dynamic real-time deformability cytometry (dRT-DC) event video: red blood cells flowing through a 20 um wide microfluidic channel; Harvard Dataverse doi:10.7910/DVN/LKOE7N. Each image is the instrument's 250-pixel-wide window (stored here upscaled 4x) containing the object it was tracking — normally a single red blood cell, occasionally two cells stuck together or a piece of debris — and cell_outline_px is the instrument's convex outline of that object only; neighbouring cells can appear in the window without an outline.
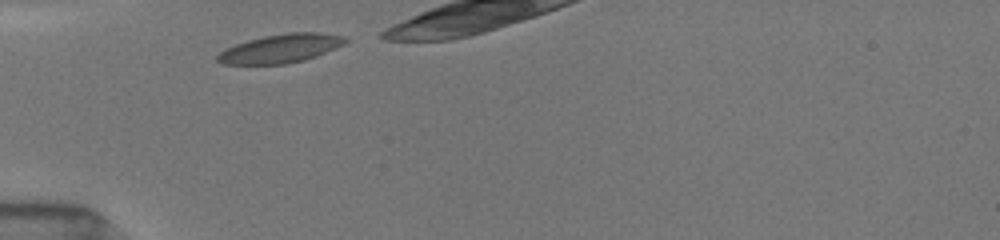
{"species": "common noctule bat (a hibernating species)", "species_latin": "Nyctalus noctula", "temperature_condition": "room temperature", "stored_images_in_passage": 10, "camera_frame_rate_fps": 3000, "um_per_image_px": 0.085, "animal": {"sex": "female", "body_mass_g": 19.5, "forearm_length_mm": 54.1}, "frame": {"image": 1, "passage_image": 1, "time_ms": 0.0, "image_size_px": [1000, 240], "cell_outline_px": [[348, 40], [344, 44], [316, 56], [304, 60], [288, 64], [224, 64], [216, 60], [216, 56], [220, 52], [236, 44], [248, 40], [264, 36], [292, 32], [316, 32], [344, 36]], "centroid_in_image_um": [23.86, 4.12], "position_along_channel_um": 61.1, "area_um2": 21.15}}
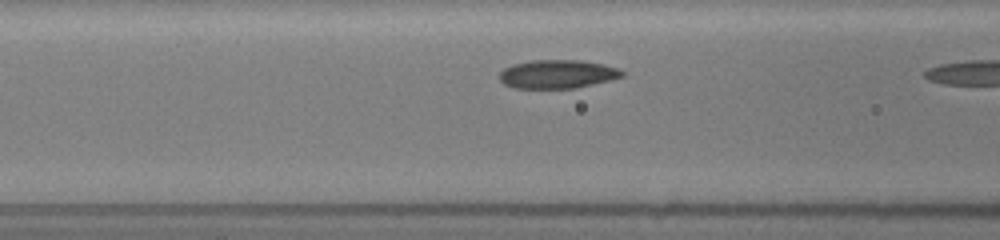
{"frame": {"image": 2, "passage_image": 7, "time_ms": 1.667, "image_size_px": [1000, 240], "cell_outline_px": [[624, 76], [576, 88], [512, 88], [504, 84], [500, 80], [500, 72], [504, 68], [512, 64], [532, 60], [580, 60], [604, 64], [616, 68], [624, 72]], "centroid_in_image_um": [47.35, 6.29], "position_along_channel_um": 119.3, "area_um2": 20.35}}